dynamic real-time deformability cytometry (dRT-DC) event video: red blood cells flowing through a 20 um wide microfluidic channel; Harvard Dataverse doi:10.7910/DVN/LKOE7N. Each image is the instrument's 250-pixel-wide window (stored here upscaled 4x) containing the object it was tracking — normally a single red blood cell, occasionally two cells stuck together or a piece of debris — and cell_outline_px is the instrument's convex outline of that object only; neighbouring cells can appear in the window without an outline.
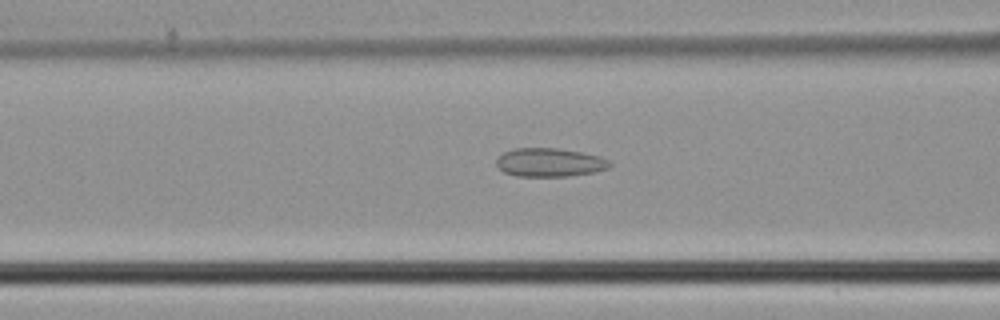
{"species": "common noctule bat (a hibernating species)", "species_latin": "Nyctalus noctula", "temperature_condition": "cold", "stored_images_in_passage": 47, "camera_frame_rate_fps": 3000, "um_per_image_px": 0.085, "animal": {"sex": "male", "body_mass_g": 21.5, "forearm_length_mm": 52.0}, "frame": {"image": 1, "passage_image": 19, "time_ms": 6.0, "image_size_px": [1000, 320], "cell_outline_px": [[612, 164], [608, 168], [596, 172], [568, 176], [516, 176], [504, 172], [496, 164], [496, 160], [504, 152], [516, 148], [560, 148], [584, 152], [600, 156], [608, 160]], "centroid_in_image_um": [46.76, 13.8], "position_along_channel_um": 119.8, "area_um2": 18.96}}
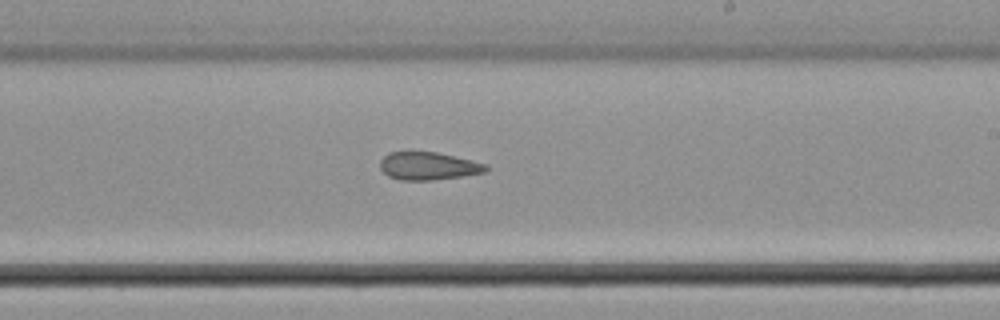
{"frame": {"image": 2, "passage_image": 28, "time_ms": 9.0, "image_size_px": [1000, 320], "cell_outline_px": [[488, 168], [484, 172], [460, 176], [432, 180], [400, 180], [388, 176], [380, 168], [380, 160], [388, 152], [436, 152], [472, 160], [488, 164]], "centroid_in_image_um": [36.39, 14.11], "position_along_channel_um": 252.6, "area_um2": 17.05}}
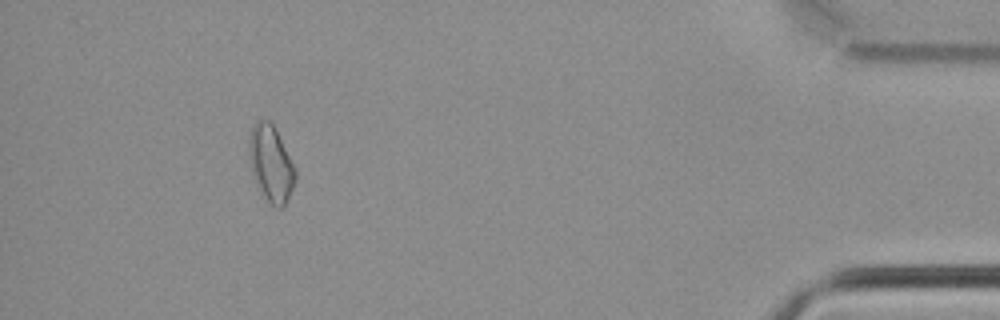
{"frame": {"image": 3, "passage_image": 43, "time_ms": 14.0, "image_size_px": [1000, 320], "cell_outline_px": [[296, 180], [284, 208], [276, 208], [268, 200], [256, 184], [252, 176], [248, 152], [248, 148], [252, 124], [256, 120], [268, 120], [272, 124], [296, 168]], "centroid_in_image_um": [23.02, 13.92], "position_along_channel_um": 412.2, "area_um2": 20.52}}